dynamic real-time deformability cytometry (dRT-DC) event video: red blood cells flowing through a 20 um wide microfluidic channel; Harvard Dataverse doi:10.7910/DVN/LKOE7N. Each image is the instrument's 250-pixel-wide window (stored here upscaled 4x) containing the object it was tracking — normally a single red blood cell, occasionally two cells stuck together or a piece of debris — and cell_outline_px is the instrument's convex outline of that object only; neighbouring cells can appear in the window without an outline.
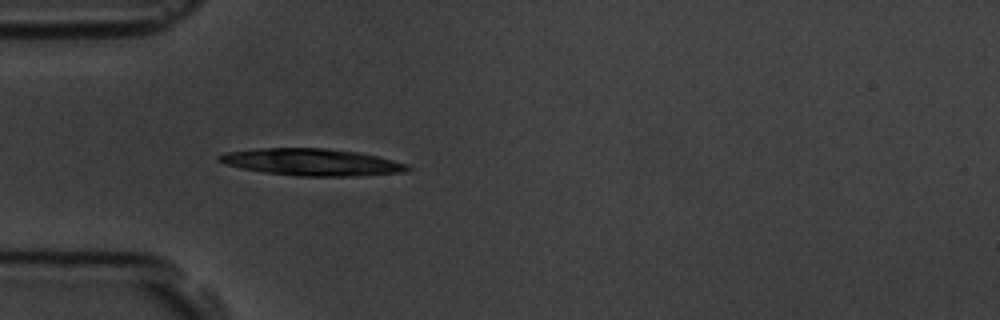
{"species": "common noctule bat (a hibernating species)", "species_latin": "Nyctalus noctula", "temperature_condition": "room temperature", "stored_images_in_passage": 3, "camera_frame_rate_fps": 3000, "um_per_image_px": 0.085, "animal": {"sex": "male", "body_mass_g": 19.5, "forearm_length_mm": 54.6}, "frame": {"image": 1, "passage_image": 3, "time_ms": 3.0, "image_size_px": [1000, 320], "cell_outline_px": [[412, 168], [404, 172], [356, 176], [296, 176], [264, 172], [240, 168], [216, 160], [216, 156], [228, 152], [256, 148], [324, 148], [356, 152], [376, 156], [408, 164]], "centroid_in_image_um": [26.49, 13.78], "position_along_channel_um": 58.5, "area_um2": 29.48}}